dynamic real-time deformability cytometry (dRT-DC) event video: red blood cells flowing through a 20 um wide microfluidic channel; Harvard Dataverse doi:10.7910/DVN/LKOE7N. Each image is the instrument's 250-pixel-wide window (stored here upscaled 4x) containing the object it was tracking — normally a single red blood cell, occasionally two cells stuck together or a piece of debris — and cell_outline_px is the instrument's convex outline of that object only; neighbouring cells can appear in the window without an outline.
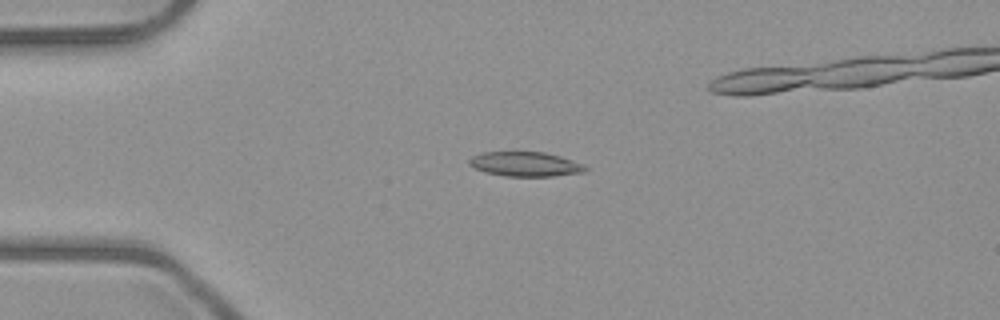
{"species": "common noctule bat (a hibernating species)", "species_latin": "Nyctalus noctula", "temperature_condition": "room temperature", "stored_images_in_passage": 5, "camera_frame_rate_fps": 3000, "um_per_image_px": 0.085, "animal": {"sex": "male", "body_mass_g": 23.1, "forearm_length_mm": 52.7}, "frame": {"image": 1, "passage_image": 3, "time_ms": 2.333, "image_size_px": [1000, 320], "cell_outline_px": [[588, 168], [584, 172], [552, 176], [504, 176], [484, 172], [468, 164], [468, 160], [472, 156], [484, 152], [544, 152], [560, 156], [584, 164]], "centroid_in_image_um": [44.65, 13.95], "position_along_channel_um": 40.4, "area_um2": 16.59}}